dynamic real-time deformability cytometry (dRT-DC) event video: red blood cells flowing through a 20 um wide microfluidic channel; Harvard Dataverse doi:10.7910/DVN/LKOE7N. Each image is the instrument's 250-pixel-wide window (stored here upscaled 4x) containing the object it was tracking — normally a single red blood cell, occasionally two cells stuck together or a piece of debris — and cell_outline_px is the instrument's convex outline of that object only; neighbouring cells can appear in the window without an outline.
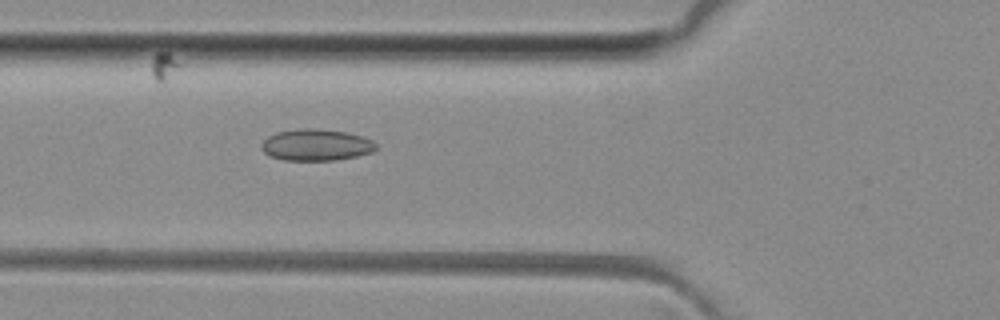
{"species": "common noctule bat (a hibernating species)", "species_latin": "Nyctalus noctula", "temperature_condition": "room temperature", "stored_images_in_passage": 43, "camera_frame_rate_fps": 3000, "um_per_image_px": 0.085, "animal": {"sex": "female", "body_mass_g": 29.2, "forearm_length_mm": 56.3}, "frame": {"image": 1, "passage_image": 18, "time_ms": 5.667, "image_size_px": [1000, 320], "cell_outline_px": [[376, 148], [372, 152], [356, 156], [336, 160], [284, 160], [268, 156], [260, 148], [260, 144], [268, 136], [276, 132], [300, 128], [312, 128], [344, 132], [364, 136], [372, 140], [376, 144]], "centroid_in_image_um": [26.84, 12.32], "position_along_channel_um": 99.0, "area_um2": 21.15}}
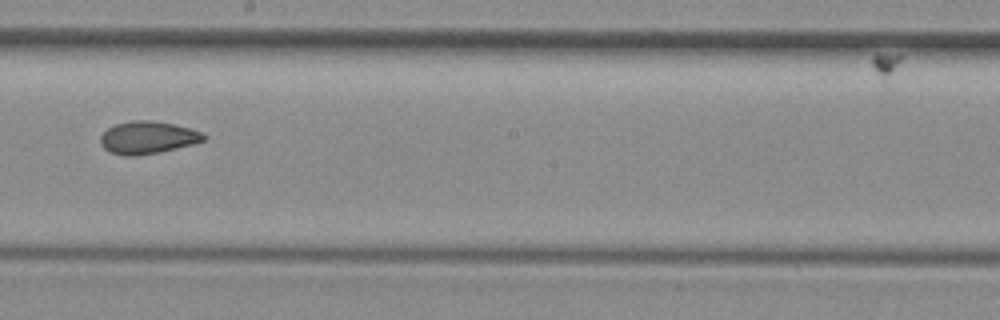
{"frame": {"image": 2, "passage_image": 28, "time_ms": 9.0, "image_size_px": [1000, 320], "cell_outline_px": [[208, 136], [204, 140], [192, 144], [176, 148], [136, 156], [124, 156], [108, 152], [100, 144], [100, 136], [108, 128], [116, 124], [132, 120], [152, 120], [192, 128], [204, 132]], "centroid_in_image_um": [12.55, 11.69], "position_along_channel_um": 235.6, "area_um2": 19.65}}
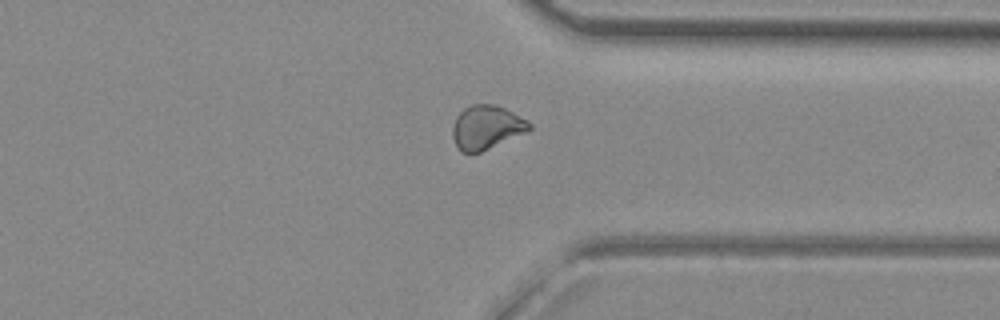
{"frame": {"image": 3, "passage_image": 38, "time_ms": 12.333, "image_size_px": [1000, 320], "cell_outline_px": [[532, 128], [528, 132], [480, 152], [460, 152], [452, 136], [452, 128], [456, 116], [464, 108], [472, 104], [496, 104], [528, 120], [532, 124]], "centroid_in_image_um": [41.37, 10.81], "position_along_channel_um": 370.0, "area_um2": 19.71}, "authors_computed_cell_mechanics": {"area_um2": 20.23, "velocity_mm_per_s": 4.0916, "shape_relaxation_time_tau1_ms": null, "shape_relaxation_time_tau2_ms": 2.2211, "deformation_change_tau1": null, "deformation_change_tau2": 0.0838}}